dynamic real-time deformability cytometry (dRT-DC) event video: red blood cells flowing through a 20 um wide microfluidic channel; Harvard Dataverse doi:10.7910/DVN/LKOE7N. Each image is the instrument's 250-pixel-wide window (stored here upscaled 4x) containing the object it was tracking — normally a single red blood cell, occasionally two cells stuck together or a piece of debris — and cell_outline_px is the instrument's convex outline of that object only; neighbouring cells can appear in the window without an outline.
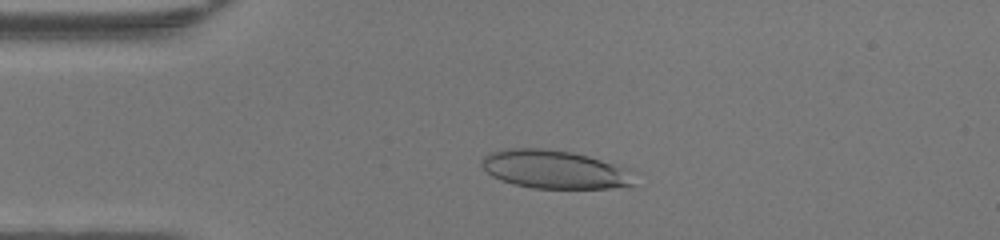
{"species": "human", "species_latin": "Homo sapiens", "temperature_condition": "warm", "stored_images_in_passage": 47, "camera_frame_rate_fps": 3000, "um_per_image_px": 0.085, "donor": {"sex": "female"}, "frame": {"image": 1, "passage_image": 10, "time_ms": 3.0, "image_size_px": [1000, 240], "cell_outline_px": [[636, 184], [608, 188], [532, 188], [512, 184], [500, 180], [492, 176], [480, 164], [480, 160], [488, 152], [508, 148], [544, 148], [572, 152], [588, 156], [628, 168]], "centroid_in_image_um": [47.09, 14.39], "position_along_channel_um": 37.9, "area_um2": 34.22}}
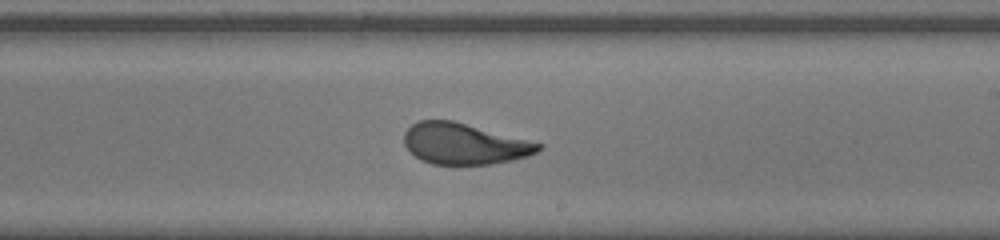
{"frame": {"image": 2, "passage_image": 27, "time_ms": 8.667, "image_size_px": [1000, 240], "cell_outline_px": [[544, 144], [536, 152], [528, 156], [512, 160], [492, 164], [432, 164], [420, 160], [404, 144], [404, 132], [412, 124], [420, 120], [452, 120]], "centroid_in_image_um": [39.45, 12.22], "position_along_channel_um": 249.6, "area_um2": 31.91}}
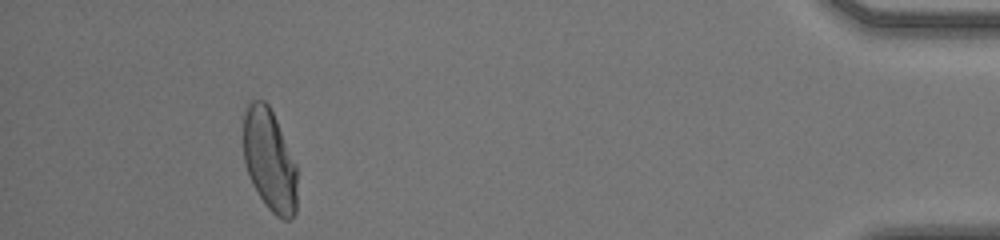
{"frame": {"image": 3, "passage_image": 43, "time_ms": 14.0, "image_size_px": [1000, 240], "cell_outline_px": [[296, 212], [292, 220], [284, 220], [276, 216], [268, 208], [252, 184], [244, 160], [244, 108], [252, 100], [264, 100], [268, 104], [276, 120], [296, 164]], "centroid_in_image_um": [22.91, 13.63], "position_along_channel_um": 412.3, "area_um2": 31.79}, "authors_computed_cell_mechanics": {"area_um2": 33.6974, "velocity_mm_per_s": 4.3208, "shape_relaxation_time_tau1_ms": 6.6085, "shape_relaxation_time_tau2_ms": null, "deformation_change_tau1": 0.2274, "deformation_change_tau2": null}}